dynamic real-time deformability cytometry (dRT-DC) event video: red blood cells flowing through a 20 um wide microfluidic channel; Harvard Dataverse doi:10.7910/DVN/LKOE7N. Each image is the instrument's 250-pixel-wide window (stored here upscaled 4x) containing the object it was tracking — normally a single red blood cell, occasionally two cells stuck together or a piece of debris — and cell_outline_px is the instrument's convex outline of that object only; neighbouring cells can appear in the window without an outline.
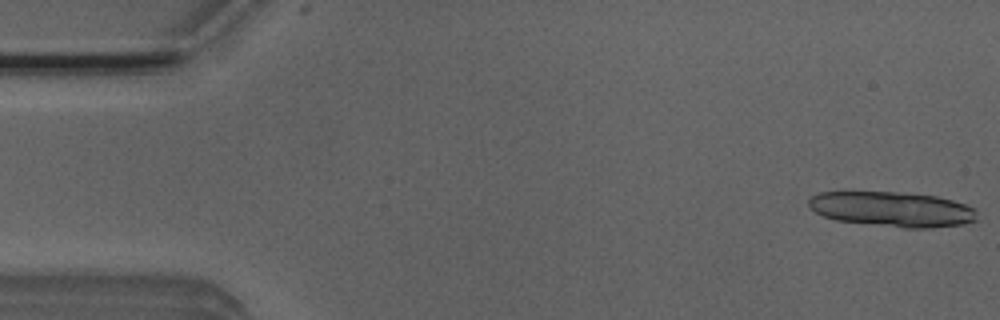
{"species": "Egyptian fruit bat (a non-hibernating species)", "species_latin": "Rousettus aegyptiacus", "temperature_condition": "room temperature", "stored_images_in_passage": 13, "camera_frame_rate_fps": 3000, "um_per_image_px": 0.085, "animal": {"sex": "male"}, "frame": {"image": 1, "passage_image": 1, "time_ms": 0.0, "image_size_px": [1000, 320], "cell_outline_px": [[976, 220], [964, 224], [932, 228], [904, 228], [836, 220], [824, 216], [816, 212], [808, 204], [808, 200], [812, 196], [820, 192], [896, 192], [936, 196], [952, 200], [976, 208]], "centroid_in_image_um": [75.86, 17.79], "position_along_channel_um": 9.1, "area_um2": 34.28}}